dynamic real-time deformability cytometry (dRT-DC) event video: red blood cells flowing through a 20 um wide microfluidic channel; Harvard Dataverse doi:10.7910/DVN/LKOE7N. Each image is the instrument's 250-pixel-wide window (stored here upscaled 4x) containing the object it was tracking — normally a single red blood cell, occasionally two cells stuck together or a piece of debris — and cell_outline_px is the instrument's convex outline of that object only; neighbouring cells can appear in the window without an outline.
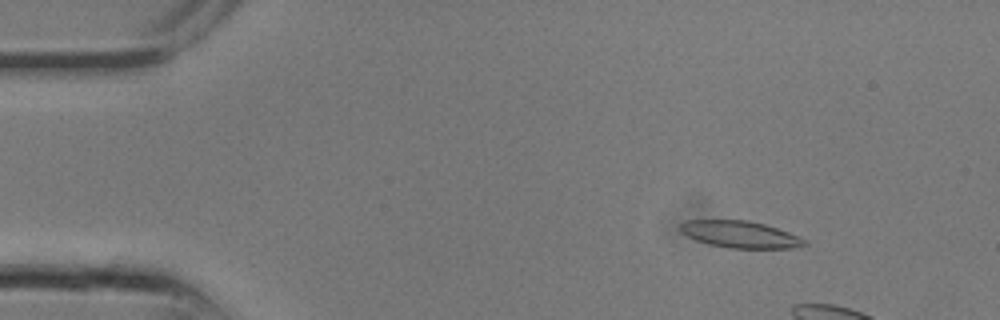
{"species": "common noctule bat (a hibernating species)", "species_latin": "Nyctalus noctula", "temperature_condition": "room temperature", "stored_images_in_passage": 5, "camera_frame_rate_fps": 3000, "um_per_image_px": 0.085, "animal": {"sex": "male", "body_mass_g": 13.3}, "frame": {"image": 1, "passage_image": 2, "time_ms": 0.333, "image_size_px": [1000, 320], "cell_outline_px": [[808, 244], [792, 248], [728, 248], [708, 244], [696, 240], [688, 236], [680, 228], [680, 224], [688, 220], [748, 220], [764, 224], [788, 232], [808, 240]], "centroid_in_image_um": [62.94, 19.93], "position_along_channel_um": 22.1, "area_um2": 19.31}}